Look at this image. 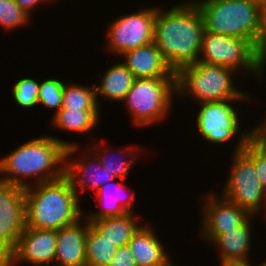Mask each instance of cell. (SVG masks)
<instances>
[{"label":"cell","instance_id":"obj_1","mask_svg":"<svg viewBox=\"0 0 266 266\" xmlns=\"http://www.w3.org/2000/svg\"><path fill=\"white\" fill-rule=\"evenodd\" d=\"M204 31L196 4L183 2L168 10L157 8L153 42L174 72L199 61Z\"/></svg>","mask_w":266,"mask_h":266},{"label":"cell","instance_id":"obj_2","mask_svg":"<svg viewBox=\"0 0 266 266\" xmlns=\"http://www.w3.org/2000/svg\"><path fill=\"white\" fill-rule=\"evenodd\" d=\"M75 145L49 135L27 141L1 158L0 180L23 188L56 180L64 175L67 147Z\"/></svg>","mask_w":266,"mask_h":266},{"label":"cell","instance_id":"obj_3","mask_svg":"<svg viewBox=\"0 0 266 266\" xmlns=\"http://www.w3.org/2000/svg\"><path fill=\"white\" fill-rule=\"evenodd\" d=\"M80 196L62 177L25 188L26 227L58 231L84 217Z\"/></svg>","mask_w":266,"mask_h":266},{"label":"cell","instance_id":"obj_4","mask_svg":"<svg viewBox=\"0 0 266 266\" xmlns=\"http://www.w3.org/2000/svg\"><path fill=\"white\" fill-rule=\"evenodd\" d=\"M237 72L221 65L198 61L180 68L176 72V95L192 97L195 103L251 99L250 95L238 89L234 82ZM242 91V92H241ZM182 97H181V96ZM197 101V102H196Z\"/></svg>","mask_w":266,"mask_h":266},{"label":"cell","instance_id":"obj_5","mask_svg":"<svg viewBox=\"0 0 266 266\" xmlns=\"http://www.w3.org/2000/svg\"><path fill=\"white\" fill-rule=\"evenodd\" d=\"M201 12L208 32L248 39L258 50L259 0H190Z\"/></svg>","mask_w":266,"mask_h":266},{"label":"cell","instance_id":"obj_6","mask_svg":"<svg viewBox=\"0 0 266 266\" xmlns=\"http://www.w3.org/2000/svg\"><path fill=\"white\" fill-rule=\"evenodd\" d=\"M174 95L176 77L138 78L122 102L127 105L133 125L149 127L168 117Z\"/></svg>","mask_w":266,"mask_h":266},{"label":"cell","instance_id":"obj_7","mask_svg":"<svg viewBox=\"0 0 266 266\" xmlns=\"http://www.w3.org/2000/svg\"><path fill=\"white\" fill-rule=\"evenodd\" d=\"M199 61L221 65L236 72H244L262 79L266 61L260 56L257 46L248 39L204 31ZM241 69V70H240ZM240 70V71H239ZM256 74V75H255Z\"/></svg>","mask_w":266,"mask_h":266},{"label":"cell","instance_id":"obj_8","mask_svg":"<svg viewBox=\"0 0 266 266\" xmlns=\"http://www.w3.org/2000/svg\"><path fill=\"white\" fill-rule=\"evenodd\" d=\"M245 101L250 99H231L224 101L201 102L200 110L196 116V126L202 138L215 145L229 143L234 137H238L235 141L237 144L233 148V152H240L244 149L245 144L255 135L254 127L249 131L240 132L241 118L239 120L238 111L235 110L232 103L236 101ZM235 102V103H234ZM241 133V134H240Z\"/></svg>","mask_w":266,"mask_h":266},{"label":"cell","instance_id":"obj_9","mask_svg":"<svg viewBox=\"0 0 266 266\" xmlns=\"http://www.w3.org/2000/svg\"><path fill=\"white\" fill-rule=\"evenodd\" d=\"M232 153L231 171L221 195L256 216L266 208V189L257 177L253 161L243 151Z\"/></svg>","mask_w":266,"mask_h":266},{"label":"cell","instance_id":"obj_10","mask_svg":"<svg viewBox=\"0 0 266 266\" xmlns=\"http://www.w3.org/2000/svg\"><path fill=\"white\" fill-rule=\"evenodd\" d=\"M157 7L146 6L140 11L125 14L109 23L107 50L120 56L124 52L153 42Z\"/></svg>","mask_w":266,"mask_h":266},{"label":"cell","instance_id":"obj_11","mask_svg":"<svg viewBox=\"0 0 266 266\" xmlns=\"http://www.w3.org/2000/svg\"><path fill=\"white\" fill-rule=\"evenodd\" d=\"M25 188L0 180V266L10 258L26 227Z\"/></svg>","mask_w":266,"mask_h":266},{"label":"cell","instance_id":"obj_12","mask_svg":"<svg viewBox=\"0 0 266 266\" xmlns=\"http://www.w3.org/2000/svg\"><path fill=\"white\" fill-rule=\"evenodd\" d=\"M202 195L203 215L200 236L213 243L225 231L241 226L251 215L240 206L227 200L224 196L214 194L212 191ZM204 200V201H203ZM204 202V203H203ZM202 233V234H201Z\"/></svg>","mask_w":266,"mask_h":266},{"label":"cell","instance_id":"obj_13","mask_svg":"<svg viewBox=\"0 0 266 266\" xmlns=\"http://www.w3.org/2000/svg\"><path fill=\"white\" fill-rule=\"evenodd\" d=\"M79 147L81 146L75 145L67 147L64 168V175L68 178L72 188L76 191L78 196L80 193H84L89 189L95 193L105 183L116 179L111 173L102 167L100 160L91 150H89L88 146L84 149L86 152L84 153L85 155L82 156L83 158L73 159L72 156L79 151Z\"/></svg>","mask_w":266,"mask_h":266},{"label":"cell","instance_id":"obj_14","mask_svg":"<svg viewBox=\"0 0 266 266\" xmlns=\"http://www.w3.org/2000/svg\"><path fill=\"white\" fill-rule=\"evenodd\" d=\"M56 241L55 230L25 227L14 252L3 266H15L24 262L33 266H50L55 263Z\"/></svg>","mask_w":266,"mask_h":266},{"label":"cell","instance_id":"obj_15","mask_svg":"<svg viewBox=\"0 0 266 266\" xmlns=\"http://www.w3.org/2000/svg\"><path fill=\"white\" fill-rule=\"evenodd\" d=\"M120 57L136 79L176 77V72L162 57L154 42L124 52Z\"/></svg>","mask_w":266,"mask_h":266},{"label":"cell","instance_id":"obj_16","mask_svg":"<svg viewBox=\"0 0 266 266\" xmlns=\"http://www.w3.org/2000/svg\"><path fill=\"white\" fill-rule=\"evenodd\" d=\"M82 220L57 231L55 266H86L89 221Z\"/></svg>","mask_w":266,"mask_h":266},{"label":"cell","instance_id":"obj_17","mask_svg":"<svg viewBox=\"0 0 266 266\" xmlns=\"http://www.w3.org/2000/svg\"><path fill=\"white\" fill-rule=\"evenodd\" d=\"M117 180L119 179L116 178L113 181L105 183L95 192L96 198H94V200L97 202L96 205L102 203L99 205V208L101 207L99 211L92 210L88 214L84 213V217H86L90 223L105 217L122 216L127 212H135L133 207V201H135L136 195L135 192L131 190L129 194L125 193V187L129 188V186L125 185L124 181L119 182Z\"/></svg>","mask_w":266,"mask_h":266},{"label":"cell","instance_id":"obj_18","mask_svg":"<svg viewBox=\"0 0 266 266\" xmlns=\"http://www.w3.org/2000/svg\"><path fill=\"white\" fill-rule=\"evenodd\" d=\"M252 215L239 227L230 231L222 233L213 243L218 246L219 259L221 262H238V263H251L249 251L251 250V239L253 223Z\"/></svg>","mask_w":266,"mask_h":266},{"label":"cell","instance_id":"obj_19","mask_svg":"<svg viewBox=\"0 0 266 266\" xmlns=\"http://www.w3.org/2000/svg\"><path fill=\"white\" fill-rule=\"evenodd\" d=\"M150 225L141 226L127 244L137 266H162L171 258Z\"/></svg>","mask_w":266,"mask_h":266},{"label":"cell","instance_id":"obj_20","mask_svg":"<svg viewBox=\"0 0 266 266\" xmlns=\"http://www.w3.org/2000/svg\"><path fill=\"white\" fill-rule=\"evenodd\" d=\"M119 61L109 67L102 75L99 74L102 76L98 80L100 83L99 85L95 83L97 102L99 95L110 102L123 101L131 89L136 78L122 61Z\"/></svg>","mask_w":266,"mask_h":266},{"label":"cell","instance_id":"obj_21","mask_svg":"<svg viewBox=\"0 0 266 266\" xmlns=\"http://www.w3.org/2000/svg\"><path fill=\"white\" fill-rule=\"evenodd\" d=\"M135 213L127 212L122 216L105 217L94 220L91 224L106 239L110 240L117 247L126 246L136 231L143 225L138 222ZM141 224V225H140Z\"/></svg>","mask_w":266,"mask_h":266},{"label":"cell","instance_id":"obj_22","mask_svg":"<svg viewBox=\"0 0 266 266\" xmlns=\"http://www.w3.org/2000/svg\"><path fill=\"white\" fill-rule=\"evenodd\" d=\"M101 110L60 109L52 117V125L60 131L83 134L91 132L100 122Z\"/></svg>","mask_w":266,"mask_h":266},{"label":"cell","instance_id":"obj_23","mask_svg":"<svg viewBox=\"0 0 266 266\" xmlns=\"http://www.w3.org/2000/svg\"><path fill=\"white\" fill-rule=\"evenodd\" d=\"M91 143H92V145L89 146V150H91L92 153L97 156V158L101 162L102 167L104 169H106L109 173H111L115 178H118V179H121V180L122 179L126 180V178L128 177L129 170H130L131 166L133 164H135V162H136V160L138 158L137 157L138 155L137 154L135 155V153H134V152H136L134 150L135 147L128 146L129 148L128 147L123 148L124 150L121 149L122 151H124L122 153L120 152V149H118L119 152H117V153L119 154V157L117 155L118 158L116 159V157L114 158L115 154H114L113 150H111V148H109V150H108V147L105 146V143H103L104 145L103 144L100 145V143L96 144L95 141H94L95 144L93 142H91ZM99 145L102 146V147H100ZM111 154L114 155V156L111 157L110 156ZM121 154H122V156H120Z\"/></svg>","mask_w":266,"mask_h":266},{"label":"cell","instance_id":"obj_24","mask_svg":"<svg viewBox=\"0 0 266 266\" xmlns=\"http://www.w3.org/2000/svg\"><path fill=\"white\" fill-rule=\"evenodd\" d=\"M117 248L89 222L85 247L86 266H108Z\"/></svg>","mask_w":266,"mask_h":266},{"label":"cell","instance_id":"obj_25","mask_svg":"<svg viewBox=\"0 0 266 266\" xmlns=\"http://www.w3.org/2000/svg\"><path fill=\"white\" fill-rule=\"evenodd\" d=\"M97 102L95 84L93 86L78 83L64 84L61 109L100 110Z\"/></svg>","mask_w":266,"mask_h":266},{"label":"cell","instance_id":"obj_26","mask_svg":"<svg viewBox=\"0 0 266 266\" xmlns=\"http://www.w3.org/2000/svg\"><path fill=\"white\" fill-rule=\"evenodd\" d=\"M63 81L55 78H47L39 85L38 90V104L47 108L55 109L56 114L62 107V98L64 90Z\"/></svg>","mask_w":266,"mask_h":266},{"label":"cell","instance_id":"obj_27","mask_svg":"<svg viewBox=\"0 0 266 266\" xmlns=\"http://www.w3.org/2000/svg\"><path fill=\"white\" fill-rule=\"evenodd\" d=\"M31 18L15 0H0V27L5 31L26 26Z\"/></svg>","mask_w":266,"mask_h":266},{"label":"cell","instance_id":"obj_28","mask_svg":"<svg viewBox=\"0 0 266 266\" xmlns=\"http://www.w3.org/2000/svg\"><path fill=\"white\" fill-rule=\"evenodd\" d=\"M40 83L30 77L18 79L12 87L15 103L22 108H32L38 105V90Z\"/></svg>","mask_w":266,"mask_h":266},{"label":"cell","instance_id":"obj_29","mask_svg":"<svg viewBox=\"0 0 266 266\" xmlns=\"http://www.w3.org/2000/svg\"><path fill=\"white\" fill-rule=\"evenodd\" d=\"M242 151L253 161L257 177L266 189V142L254 135Z\"/></svg>","mask_w":266,"mask_h":266},{"label":"cell","instance_id":"obj_30","mask_svg":"<svg viewBox=\"0 0 266 266\" xmlns=\"http://www.w3.org/2000/svg\"><path fill=\"white\" fill-rule=\"evenodd\" d=\"M258 52L266 61V0H259Z\"/></svg>","mask_w":266,"mask_h":266},{"label":"cell","instance_id":"obj_31","mask_svg":"<svg viewBox=\"0 0 266 266\" xmlns=\"http://www.w3.org/2000/svg\"><path fill=\"white\" fill-rule=\"evenodd\" d=\"M108 266H137L129 246L118 247Z\"/></svg>","mask_w":266,"mask_h":266},{"label":"cell","instance_id":"obj_32","mask_svg":"<svg viewBox=\"0 0 266 266\" xmlns=\"http://www.w3.org/2000/svg\"><path fill=\"white\" fill-rule=\"evenodd\" d=\"M43 1L44 2L47 1L49 3L52 0H15V2L19 5V7L22 10H24L30 17L31 14L33 13V10L37 9L36 6L38 7V5ZM53 2H55V0Z\"/></svg>","mask_w":266,"mask_h":266},{"label":"cell","instance_id":"obj_33","mask_svg":"<svg viewBox=\"0 0 266 266\" xmlns=\"http://www.w3.org/2000/svg\"><path fill=\"white\" fill-rule=\"evenodd\" d=\"M263 120L264 121L259 122L258 125L255 124L254 132L260 140L266 142V118Z\"/></svg>","mask_w":266,"mask_h":266},{"label":"cell","instance_id":"obj_34","mask_svg":"<svg viewBox=\"0 0 266 266\" xmlns=\"http://www.w3.org/2000/svg\"><path fill=\"white\" fill-rule=\"evenodd\" d=\"M253 263L221 262L220 266H253Z\"/></svg>","mask_w":266,"mask_h":266},{"label":"cell","instance_id":"obj_35","mask_svg":"<svg viewBox=\"0 0 266 266\" xmlns=\"http://www.w3.org/2000/svg\"><path fill=\"white\" fill-rule=\"evenodd\" d=\"M173 262V260H169V261H167L164 265H162V266H175V264L174 263H172Z\"/></svg>","mask_w":266,"mask_h":266},{"label":"cell","instance_id":"obj_36","mask_svg":"<svg viewBox=\"0 0 266 266\" xmlns=\"http://www.w3.org/2000/svg\"><path fill=\"white\" fill-rule=\"evenodd\" d=\"M254 266V264H253ZM257 266H266V259L264 261H262V263H260L259 265L257 264Z\"/></svg>","mask_w":266,"mask_h":266}]
</instances>
